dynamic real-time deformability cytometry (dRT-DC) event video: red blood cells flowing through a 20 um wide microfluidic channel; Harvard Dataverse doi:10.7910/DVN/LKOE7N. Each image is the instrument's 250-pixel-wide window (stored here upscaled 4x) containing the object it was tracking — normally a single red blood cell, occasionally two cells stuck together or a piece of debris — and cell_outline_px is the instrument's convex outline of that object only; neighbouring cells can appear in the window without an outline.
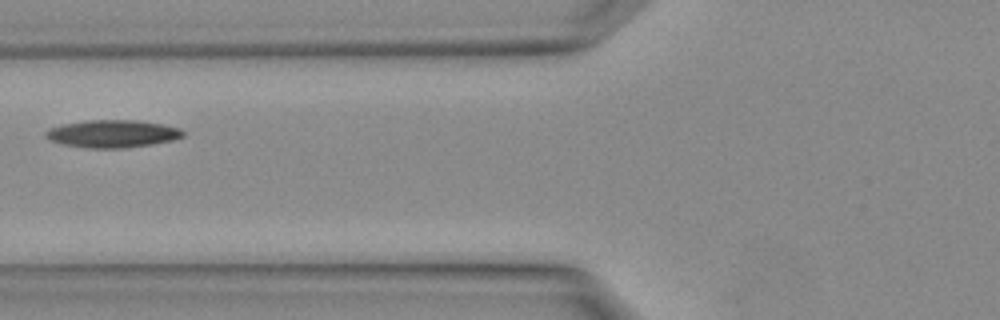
{"species": "Egyptian fruit bat (a non-hibernating species)", "species_latin": "Rousettus aegyptiacus", "temperature_condition": "warm", "stored_images_in_passage": 3, "camera_frame_rate_fps": 3000, "um_per_image_px": 0.085, "animal": {"sex": "female"}, "frame": {"image": 1, "passage_image": 3, "time_ms": 0.667, "image_size_px": [1000, 320], "cell_outline_px": [[184, 136], [172, 140], [148, 144], [120, 148], [88, 148], [64, 144], [52, 140], [44, 136], [44, 132], [48, 128], [60, 124], [84, 120], [140, 120], [180, 128], [184, 132]], "centroid_in_image_um": [9.51, 11.35], "position_along_channel_um": 116.3, "area_um2": 21.96}}